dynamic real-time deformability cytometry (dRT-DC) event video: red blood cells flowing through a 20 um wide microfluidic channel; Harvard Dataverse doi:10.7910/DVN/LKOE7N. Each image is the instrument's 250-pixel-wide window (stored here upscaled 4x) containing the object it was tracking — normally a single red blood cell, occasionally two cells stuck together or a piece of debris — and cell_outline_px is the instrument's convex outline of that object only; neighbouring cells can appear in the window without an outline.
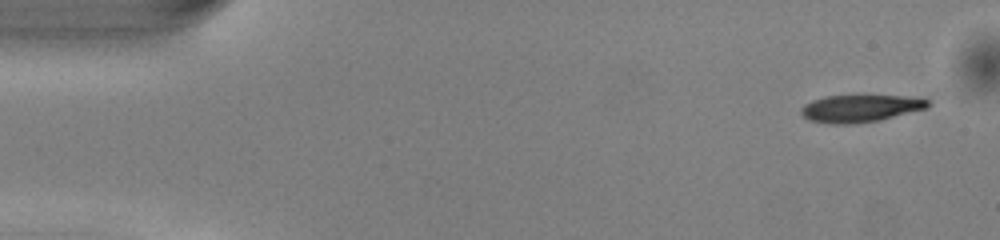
{"species": "common noctule bat (a hibernating species)", "species_latin": "Nyctalus noctula", "temperature_condition": "warm", "stored_images_in_passage": 48, "camera_frame_rate_fps": 3000, "um_per_image_px": 0.085, "animal": {"sex": "male", "body_mass_g": 13.0, "forearm_length_mm": 53.1}, "frame": {"image": 1, "passage_image": 1, "time_ms": 0.0, "image_size_px": [1000, 240], "cell_outline_px": [[932, 104], [928, 108], [880, 120], [856, 124], [832, 124], [808, 120], [800, 112], [800, 108], [804, 104], [812, 100], [824, 96], [908, 96], [932, 100]], "centroid_in_image_um": [73.15, 9.22], "position_along_channel_um": 11.8, "area_um2": 20.4}}
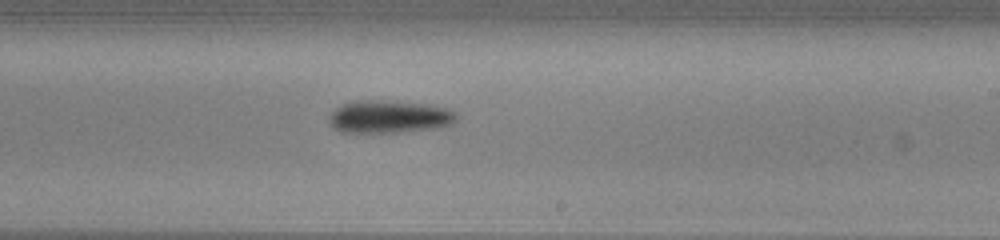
{"frame": {"image": 2, "passage_image": 28, "time_ms": 9.0, "image_size_px": [1000, 240], "cell_outline_px": [[456, 120], [452, 124], [440, 128], [400, 132], [344, 132], [336, 128], [328, 120], [328, 116], [340, 104], [356, 100], [372, 100], [432, 104], [448, 108], [456, 112]], "centroid_in_image_um": [33.12, 9.91], "position_along_channel_um": 255.9, "area_um2": 24.39}}
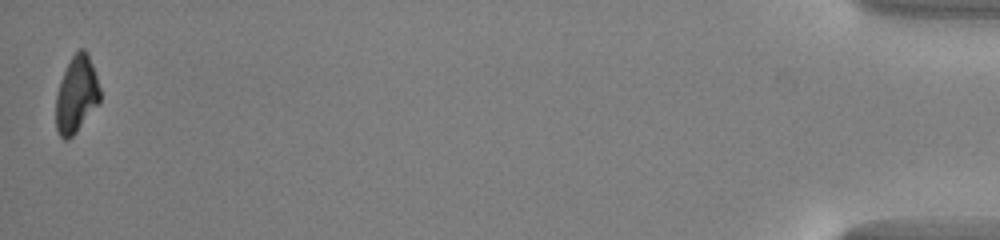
{"frame": {"image": 3, "passage_image": 48, "time_ms": 15.667, "image_size_px": [1000, 240], "cell_outline_px": [[100, 100], [76, 132], [68, 140], [64, 140], [60, 136], [56, 128], [56, 96], [60, 80], [72, 56], [80, 48], [84, 48], [88, 52], [100, 88]], "centroid_in_image_um": [6.49, 8.03], "position_along_channel_um": 428.7, "area_um2": 19.48}, "authors_computed_cell_mechanics": {"area_um2": 22.3397, "velocity_mm_per_s": 4.0771, "shape_relaxation_time_tau1_ms": 1.9479, "shape_relaxation_time_tau2_ms": null, "deformation_change_tau1": 0.1287, "deformation_change_tau2": null}}